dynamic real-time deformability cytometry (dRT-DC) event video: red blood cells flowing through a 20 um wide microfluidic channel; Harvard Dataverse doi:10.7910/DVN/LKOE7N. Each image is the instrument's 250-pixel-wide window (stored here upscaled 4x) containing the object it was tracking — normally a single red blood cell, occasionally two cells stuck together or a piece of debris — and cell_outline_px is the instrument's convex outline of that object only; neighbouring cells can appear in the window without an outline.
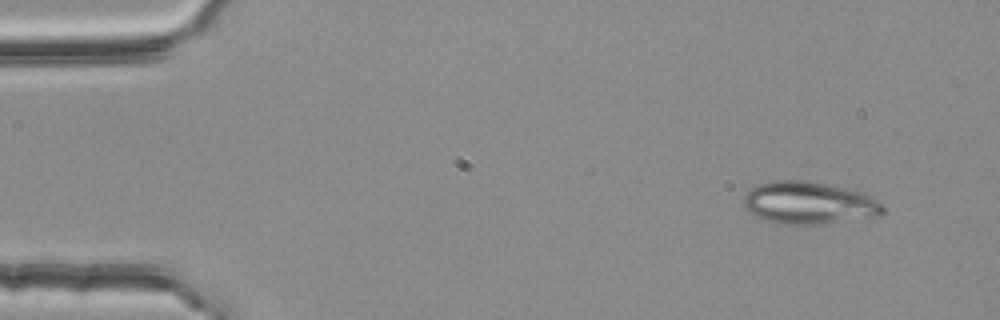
{"species": "common noctule bat (a hibernating species)", "species_latin": "Nyctalus noctula", "temperature_condition": "room temperature", "stored_images_in_passage": 3, "camera_frame_rate_fps": 3000, "um_per_image_px": 0.085, "animal": {"sex": "female", "body_mass_g": 25.1}, "frame": {"image": 1, "passage_image": 1, "time_ms": 0.0, "image_size_px": [1000, 320], "cell_outline_px": [[884, 212], [880, 216], [820, 224], [780, 224], [756, 216], [748, 212], [744, 208], [744, 196], [752, 188], [760, 184], [776, 180], [804, 180], [848, 188], [864, 192], [872, 196], [884, 208]], "centroid_in_image_um": [68.78, 17.25], "position_along_channel_um": 16.2, "area_um2": 34.39}}